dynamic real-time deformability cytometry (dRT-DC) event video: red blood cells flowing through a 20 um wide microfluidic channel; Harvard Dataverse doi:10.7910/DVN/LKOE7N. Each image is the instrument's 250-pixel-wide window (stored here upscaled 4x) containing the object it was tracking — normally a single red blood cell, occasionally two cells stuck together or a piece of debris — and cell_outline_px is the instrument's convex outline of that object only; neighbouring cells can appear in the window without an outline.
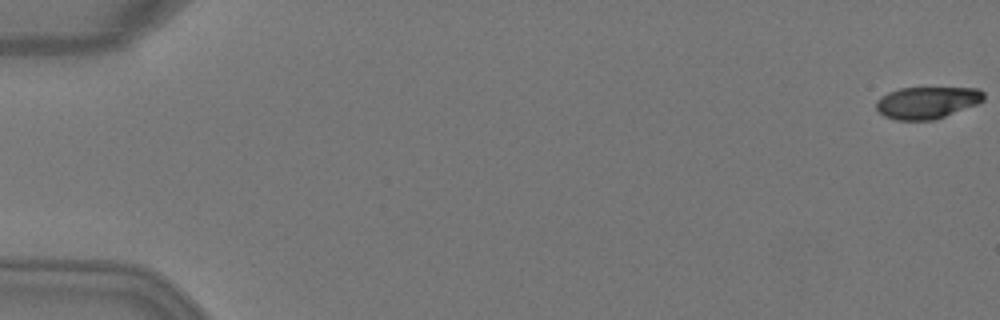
{"species": "Egyptian fruit bat (a non-hibernating species)", "species_latin": "Rousettus aegyptiacus", "temperature_condition": "warm", "stored_images_in_passage": 4, "camera_frame_rate_fps": 3000, "um_per_image_px": 0.085, "animal": {"sex": "female"}, "frame": {"image": 1, "passage_image": 1, "time_ms": 0.0, "image_size_px": [1000, 320], "cell_outline_px": [[984, 100], [976, 104], [936, 120], [896, 120], [884, 116], [876, 108], [876, 100], [880, 96], [888, 92], [900, 88], [980, 88], [984, 92]], "centroid_in_image_um": [78.79, 8.72], "position_along_channel_um": 6.2, "area_um2": 20.11}}